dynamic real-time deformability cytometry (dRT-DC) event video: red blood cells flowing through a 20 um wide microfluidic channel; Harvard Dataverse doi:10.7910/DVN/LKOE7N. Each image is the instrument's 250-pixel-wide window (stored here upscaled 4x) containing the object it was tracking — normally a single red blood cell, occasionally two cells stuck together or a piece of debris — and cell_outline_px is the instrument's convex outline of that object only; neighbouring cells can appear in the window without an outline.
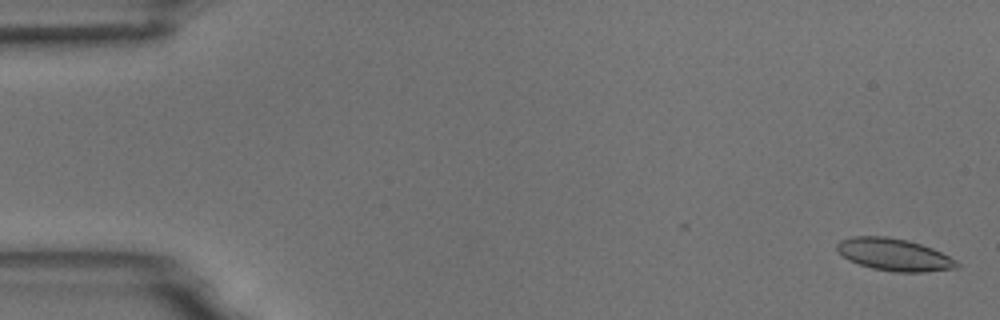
{"species": "common noctule bat (a hibernating species)", "species_latin": "Nyctalus noctula", "temperature_condition": "room temperature", "stored_images_in_passage": 55, "camera_frame_rate_fps": 3000, "um_per_image_px": 0.085, "animal": {"sex": "male", "body_mass_g": 18.8}, "frame": {"image": 1, "passage_image": 2, "time_ms": 0.333, "image_size_px": [1000, 320], "cell_outline_px": [[960, 268], [924, 272], [892, 272], [872, 268], [848, 260], [836, 248], [836, 244], [840, 240], [852, 236], [888, 236], [908, 240], [932, 248], [956, 260], [960, 264]], "centroid_in_image_um": [76.01, 21.64], "position_along_channel_um": 9.0, "area_um2": 22.6}}
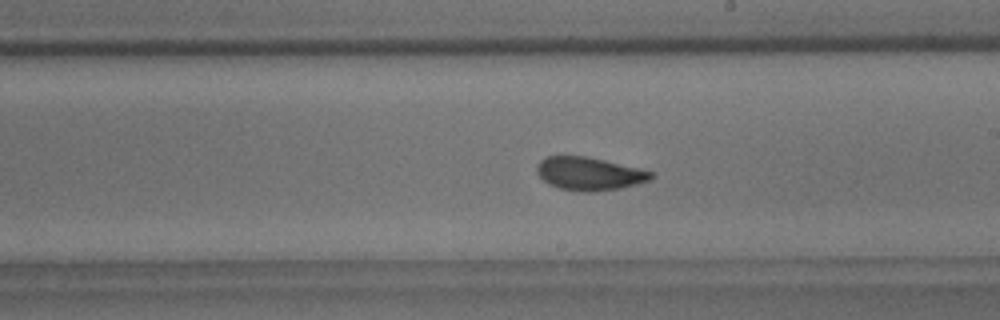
{"frame": {"image": 2, "passage_image": 32, "time_ms": 10.333, "image_size_px": [1000, 320], "cell_outline_px": [[656, 176], [648, 180], [636, 184], [620, 188], [588, 192], [584, 192], [560, 188], [548, 184], [536, 172], [536, 168], [540, 160], [548, 156], [584, 156], [604, 160], [652, 172]], "centroid_in_image_um": [50.05, 14.76], "position_along_channel_um": 238.9, "area_um2": 21.68}}
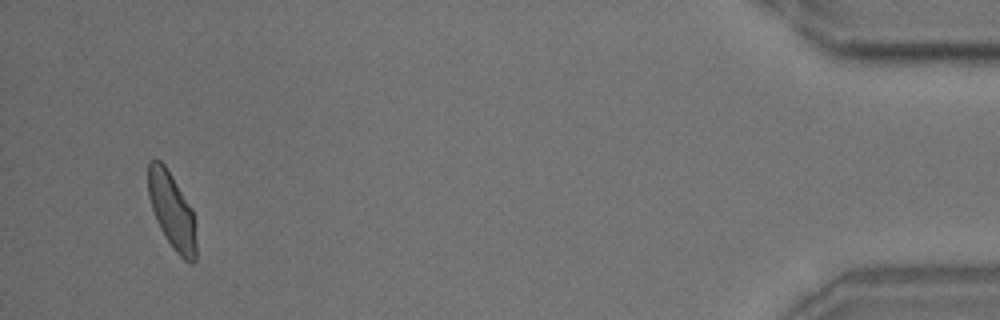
{"frame": {"image": 3, "passage_image": 53, "time_ms": 17.333, "image_size_px": [1000, 320], "cell_outline_px": [[196, 260], [192, 264], [184, 260], [172, 248], [164, 236], [156, 220], [148, 196], [148, 164], [152, 160], [160, 160], [164, 164], [172, 176], [192, 208], [196, 244]], "centroid_in_image_um": [14.61, 17.94], "position_along_channel_um": 420.6, "area_um2": 21.21}, "authors_computed_cell_mechanics": {"area_um2": 22.0796, "velocity_mm_per_s": 3.6955, "shape_relaxation_time_tau1_ms": 7.1336, "shape_relaxation_time_tau2_ms": 1.1492, "deformation_change_tau1": 0.1556, "deformation_change_tau2": 0.0703}}